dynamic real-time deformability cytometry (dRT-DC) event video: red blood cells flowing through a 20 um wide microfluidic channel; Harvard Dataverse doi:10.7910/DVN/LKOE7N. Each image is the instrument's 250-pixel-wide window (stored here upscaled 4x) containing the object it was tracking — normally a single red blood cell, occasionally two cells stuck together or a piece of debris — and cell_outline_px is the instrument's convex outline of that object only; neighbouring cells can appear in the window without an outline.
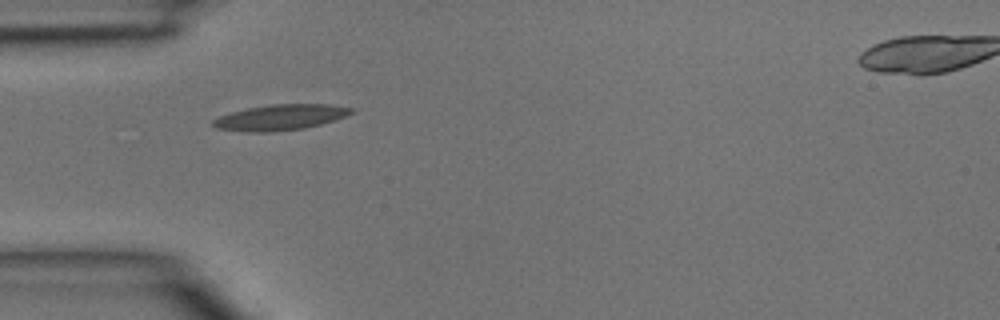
{"species": "common noctule bat (a hibernating species)", "species_latin": "Nyctalus noctula", "temperature_condition": "room temperature", "stored_images_in_passage": 33, "camera_frame_rate_fps": 3000, "um_per_image_px": 0.085, "animal": {"sex": "male", "body_mass_g": 15.6}, "frame": {"image": 1, "passage_image": 1, "time_ms": 0.0, "image_size_px": [1000, 320], "cell_outline_px": [[356, 112], [320, 124], [304, 128], [268, 132], [252, 132], [216, 128], [212, 124], [212, 120], [220, 116], [232, 112], [248, 108], [272, 104], [328, 104], [356, 108]], "centroid_in_image_um": [23.86, 9.96], "position_along_channel_um": 61.1, "area_um2": 20.46}}
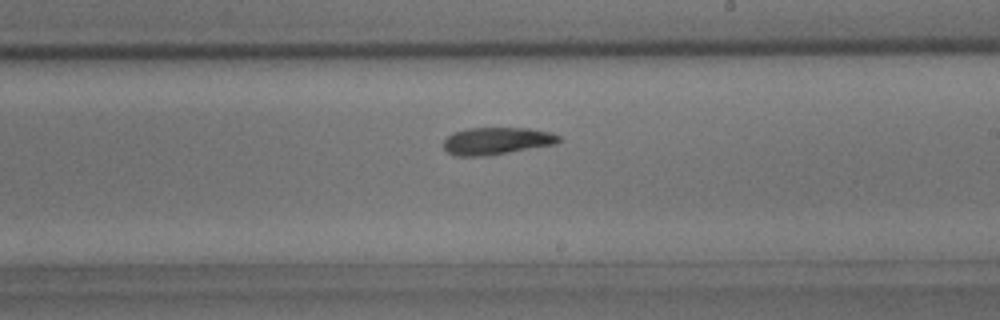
{"frame": {"image": 2, "passage_image": 14, "time_ms": 4.333, "image_size_px": [1000, 320], "cell_outline_px": [[560, 140], [556, 144], [484, 156], [456, 156], [448, 152], [444, 148], [444, 140], [452, 132], [468, 128], [528, 128], [552, 132], [560, 136]], "centroid_in_image_um": [42.21, 11.97], "position_along_channel_um": 246.8, "area_um2": 18.26}}
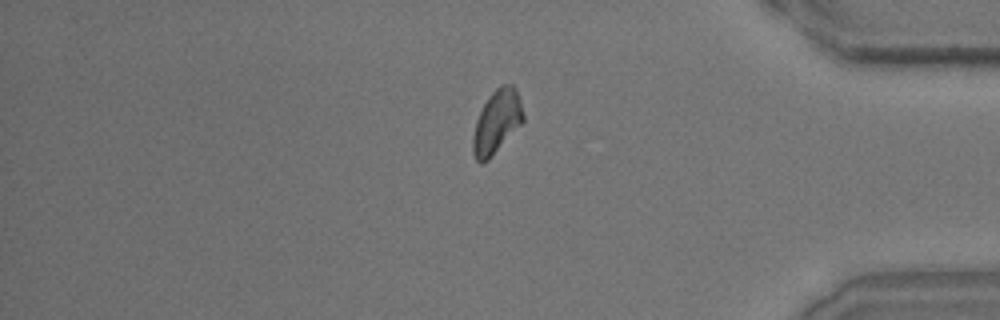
{"frame": {"image": 3, "passage_image": 26, "time_ms": 8.333, "image_size_px": [1000, 320], "cell_outline_px": [[524, 120], [488, 160], [480, 164], [476, 160], [472, 152], [472, 136], [476, 120], [488, 96], [500, 84], [512, 84], [520, 100], [524, 116]], "centroid_in_image_um": [42.19, 10.36], "position_along_channel_um": 393.0, "area_um2": 18.38}}